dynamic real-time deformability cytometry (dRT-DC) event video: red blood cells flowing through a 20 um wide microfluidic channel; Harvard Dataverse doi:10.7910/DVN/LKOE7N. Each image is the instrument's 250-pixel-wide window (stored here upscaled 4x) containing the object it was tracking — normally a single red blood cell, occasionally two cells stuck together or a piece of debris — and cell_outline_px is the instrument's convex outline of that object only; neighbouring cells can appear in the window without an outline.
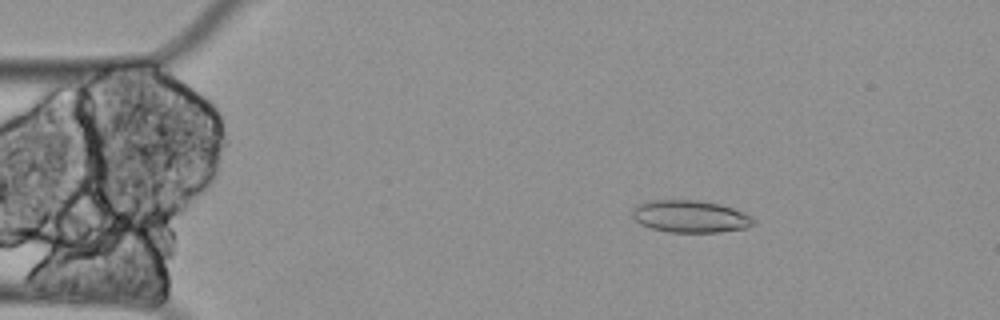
{"species": "Egyptian fruit bat (a non-hibernating species)", "species_latin": "Rousettus aegyptiacus", "temperature_condition": "cold", "stored_images_in_passage": 60, "camera_frame_rate_fps": 3000, "um_per_image_px": 0.085, "animal": {"sex": "female"}, "frame": {"image": 1, "passage_image": 10, "time_ms": 3.0, "image_size_px": [1000, 320], "cell_outline_px": [[756, 224], [748, 228], [720, 232], [668, 232], [652, 228], [640, 224], [632, 216], [632, 208], [640, 204], [656, 200], [692, 200], [716, 204], [732, 208], [744, 212], [752, 216], [756, 220]], "centroid_in_image_um": [58.72, 18.42], "position_along_channel_um": 26.3, "area_um2": 22.66}}
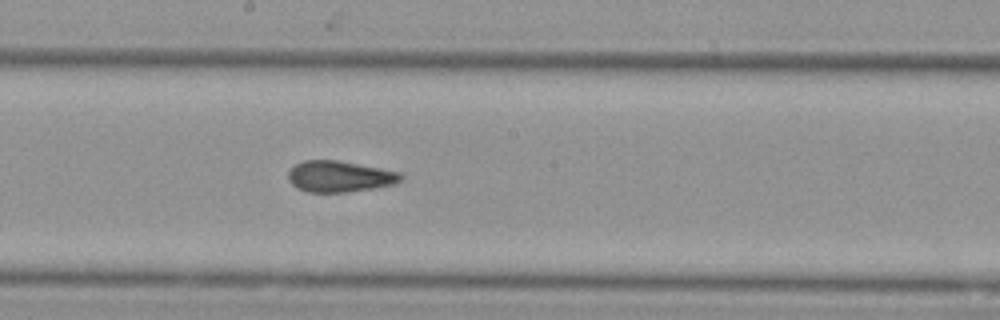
{"frame": {"image": 2, "passage_image": 32, "time_ms": 10.333, "image_size_px": [1000, 320], "cell_outline_px": [[404, 176], [396, 184], [372, 188], [344, 192], [308, 192], [296, 188], [288, 180], [288, 172], [296, 164], [304, 160], [340, 160], [400, 172]], "centroid_in_image_um": [28.86, 14.99], "position_along_channel_um": 219.3, "area_um2": 20.46}}
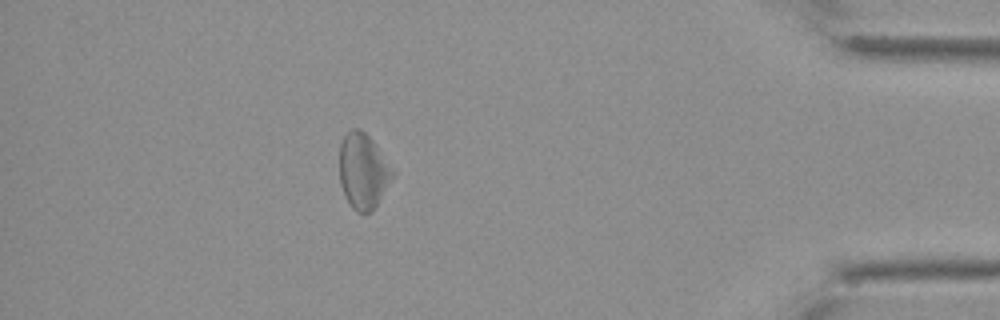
{"frame": {"image": 3, "passage_image": 53, "time_ms": 17.333, "image_size_px": [1000, 320], "cell_outline_px": [[396, 172], [372, 212], [356, 212], [352, 208], [340, 184], [340, 144], [344, 136], [352, 128], [360, 128], [372, 140]], "centroid_in_image_um": [30.87, 14.53], "position_along_channel_um": 404.3, "area_um2": 23.12}, "authors_computed_cell_mechanics": {"area_um2": 22.6287, "velocity_mm_per_s": 3.2935, "shape_relaxation_time_tau1_ms": null, "shape_relaxation_time_tau2_ms": 5.1942, "deformation_change_tau1": null, "deformation_change_tau2": 0.15}}